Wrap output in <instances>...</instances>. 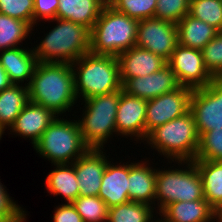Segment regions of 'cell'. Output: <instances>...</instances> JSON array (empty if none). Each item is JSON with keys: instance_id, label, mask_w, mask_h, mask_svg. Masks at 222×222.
<instances>
[{"instance_id": "1", "label": "cell", "mask_w": 222, "mask_h": 222, "mask_svg": "<svg viewBox=\"0 0 222 222\" xmlns=\"http://www.w3.org/2000/svg\"><path fill=\"white\" fill-rule=\"evenodd\" d=\"M28 94L30 101L46 107L55 115L69 112L77 100L72 65L38 62Z\"/></svg>"}, {"instance_id": "2", "label": "cell", "mask_w": 222, "mask_h": 222, "mask_svg": "<svg viewBox=\"0 0 222 222\" xmlns=\"http://www.w3.org/2000/svg\"><path fill=\"white\" fill-rule=\"evenodd\" d=\"M71 65L77 99L82 96V99L86 100L122 89L117 56L95 55L89 52Z\"/></svg>"}, {"instance_id": "3", "label": "cell", "mask_w": 222, "mask_h": 222, "mask_svg": "<svg viewBox=\"0 0 222 222\" xmlns=\"http://www.w3.org/2000/svg\"><path fill=\"white\" fill-rule=\"evenodd\" d=\"M56 25L33 48L37 62L72 64L90 52V30L70 20L55 18Z\"/></svg>"}, {"instance_id": "4", "label": "cell", "mask_w": 222, "mask_h": 222, "mask_svg": "<svg viewBox=\"0 0 222 222\" xmlns=\"http://www.w3.org/2000/svg\"><path fill=\"white\" fill-rule=\"evenodd\" d=\"M139 21L104 5L90 31V53L118 56L136 44Z\"/></svg>"}, {"instance_id": "5", "label": "cell", "mask_w": 222, "mask_h": 222, "mask_svg": "<svg viewBox=\"0 0 222 222\" xmlns=\"http://www.w3.org/2000/svg\"><path fill=\"white\" fill-rule=\"evenodd\" d=\"M147 143L172 161H194L199 134L191 111L158 126L147 135Z\"/></svg>"}, {"instance_id": "6", "label": "cell", "mask_w": 222, "mask_h": 222, "mask_svg": "<svg viewBox=\"0 0 222 222\" xmlns=\"http://www.w3.org/2000/svg\"><path fill=\"white\" fill-rule=\"evenodd\" d=\"M34 149L53 164H72L90 147L84 142L77 121L59 119L57 116L43 132Z\"/></svg>"}, {"instance_id": "7", "label": "cell", "mask_w": 222, "mask_h": 222, "mask_svg": "<svg viewBox=\"0 0 222 222\" xmlns=\"http://www.w3.org/2000/svg\"><path fill=\"white\" fill-rule=\"evenodd\" d=\"M123 89L91 97L85 101V111L77 120L84 142L90 148L104 149L106 140L116 133V113Z\"/></svg>"}, {"instance_id": "8", "label": "cell", "mask_w": 222, "mask_h": 222, "mask_svg": "<svg viewBox=\"0 0 222 222\" xmlns=\"http://www.w3.org/2000/svg\"><path fill=\"white\" fill-rule=\"evenodd\" d=\"M188 165L185 169L157 170L155 201L159 213L169 204L179 201H194L204 198L203 183L194 161H177Z\"/></svg>"}, {"instance_id": "9", "label": "cell", "mask_w": 222, "mask_h": 222, "mask_svg": "<svg viewBox=\"0 0 222 222\" xmlns=\"http://www.w3.org/2000/svg\"><path fill=\"white\" fill-rule=\"evenodd\" d=\"M190 111L199 137L207 131L222 129V78H214L206 87L193 90Z\"/></svg>"}, {"instance_id": "10", "label": "cell", "mask_w": 222, "mask_h": 222, "mask_svg": "<svg viewBox=\"0 0 222 222\" xmlns=\"http://www.w3.org/2000/svg\"><path fill=\"white\" fill-rule=\"evenodd\" d=\"M192 92L193 89L181 86L172 92L162 94L147 101L145 141L147 135L152 130L190 111V98Z\"/></svg>"}, {"instance_id": "11", "label": "cell", "mask_w": 222, "mask_h": 222, "mask_svg": "<svg viewBox=\"0 0 222 222\" xmlns=\"http://www.w3.org/2000/svg\"><path fill=\"white\" fill-rule=\"evenodd\" d=\"M167 65L176 74L181 86L193 90L206 87L214 79L204 66L202 50L182 46L179 43Z\"/></svg>"}, {"instance_id": "12", "label": "cell", "mask_w": 222, "mask_h": 222, "mask_svg": "<svg viewBox=\"0 0 222 222\" xmlns=\"http://www.w3.org/2000/svg\"><path fill=\"white\" fill-rule=\"evenodd\" d=\"M177 44V24L155 17L139 21L135 46L168 61Z\"/></svg>"}, {"instance_id": "13", "label": "cell", "mask_w": 222, "mask_h": 222, "mask_svg": "<svg viewBox=\"0 0 222 222\" xmlns=\"http://www.w3.org/2000/svg\"><path fill=\"white\" fill-rule=\"evenodd\" d=\"M180 87L176 74L168 65L150 75L129 78L122 84L123 92L147 101Z\"/></svg>"}, {"instance_id": "14", "label": "cell", "mask_w": 222, "mask_h": 222, "mask_svg": "<svg viewBox=\"0 0 222 222\" xmlns=\"http://www.w3.org/2000/svg\"><path fill=\"white\" fill-rule=\"evenodd\" d=\"M107 160L102 149L90 148L74 162L79 196H98Z\"/></svg>"}, {"instance_id": "15", "label": "cell", "mask_w": 222, "mask_h": 222, "mask_svg": "<svg viewBox=\"0 0 222 222\" xmlns=\"http://www.w3.org/2000/svg\"><path fill=\"white\" fill-rule=\"evenodd\" d=\"M146 107L147 100L122 92L116 113V134L145 140Z\"/></svg>"}, {"instance_id": "16", "label": "cell", "mask_w": 222, "mask_h": 222, "mask_svg": "<svg viewBox=\"0 0 222 222\" xmlns=\"http://www.w3.org/2000/svg\"><path fill=\"white\" fill-rule=\"evenodd\" d=\"M117 59L122 84L129 78L150 75L167 65L162 57L138 46L121 52Z\"/></svg>"}, {"instance_id": "17", "label": "cell", "mask_w": 222, "mask_h": 222, "mask_svg": "<svg viewBox=\"0 0 222 222\" xmlns=\"http://www.w3.org/2000/svg\"><path fill=\"white\" fill-rule=\"evenodd\" d=\"M56 117L51 110L29 100L10 129L20 137L30 138L34 146Z\"/></svg>"}, {"instance_id": "18", "label": "cell", "mask_w": 222, "mask_h": 222, "mask_svg": "<svg viewBox=\"0 0 222 222\" xmlns=\"http://www.w3.org/2000/svg\"><path fill=\"white\" fill-rule=\"evenodd\" d=\"M98 197L108 208L129 202V164L112 165L107 163L103 173Z\"/></svg>"}, {"instance_id": "19", "label": "cell", "mask_w": 222, "mask_h": 222, "mask_svg": "<svg viewBox=\"0 0 222 222\" xmlns=\"http://www.w3.org/2000/svg\"><path fill=\"white\" fill-rule=\"evenodd\" d=\"M0 62L8 74L12 84L20 85L24 80L28 81V87L33 77L37 59L32 49L16 47L2 50Z\"/></svg>"}, {"instance_id": "20", "label": "cell", "mask_w": 222, "mask_h": 222, "mask_svg": "<svg viewBox=\"0 0 222 222\" xmlns=\"http://www.w3.org/2000/svg\"><path fill=\"white\" fill-rule=\"evenodd\" d=\"M145 164L146 162L129 164V199L153 206L157 170Z\"/></svg>"}, {"instance_id": "21", "label": "cell", "mask_w": 222, "mask_h": 222, "mask_svg": "<svg viewBox=\"0 0 222 222\" xmlns=\"http://www.w3.org/2000/svg\"><path fill=\"white\" fill-rule=\"evenodd\" d=\"M158 214L168 222H211L216 219L215 209L206 199L174 202Z\"/></svg>"}, {"instance_id": "22", "label": "cell", "mask_w": 222, "mask_h": 222, "mask_svg": "<svg viewBox=\"0 0 222 222\" xmlns=\"http://www.w3.org/2000/svg\"><path fill=\"white\" fill-rule=\"evenodd\" d=\"M104 5L100 0H58L57 18L70 20L91 31Z\"/></svg>"}, {"instance_id": "23", "label": "cell", "mask_w": 222, "mask_h": 222, "mask_svg": "<svg viewBox=\"0 0 222 222\" xmlns=\"http://www.w3.org/2000/svg\"><path fill=\"white\" fill-rule=\"evenodd\" d=\"M178 43L182 46L202 50L219 31L209 24L185 15L178 23Z\"/></svg>"}, {"instance_id": "24", "label": "cell", "mask_w": 222, "mask_h": 222, "mask_svg": "<svg viewBox=\"0 0 222 222\" xmlns=\"http://www.w3.org/2000/svg\"><path fill=\"white\" fill-rule=\"evenodd\" d=\"M54 166L56 169L46 177L47 191L56 196L61 195L67 203H72L79 196L74 162L72 164H54Z\"/></svg>"}, {"instance_id": "25", "label": "cell", "mask_w": 222, "mask_h": 222, "mask_svg": "<svg viewBox=\"0 0 222 222\" xmlns=\"http://www.w3.org/2000/svg\"><path fill=\"white\" fill-rule=\"evenodd\" d=\"M29 101L28 87L12 84L0 91V129L10 128Z\"/></svg>"}, {"instance_id": "26", "label": "cell", "mask_w": 222, "mask_h": 222, "mask_svg": "<svg viewBox=\"0 0 222 222\" xmlns=\"http://www.w3.org/2000/svg\"><path fill=\"white\" fill-rule=\"evenodd\" d=\"M203 183L204 198L216 209L222 202V161L195 159Z\"/></svg>"}, {"instance_id": "27", "label": "cell", "mask_w": 222, "mask_h": 222, "mask_svg": "<svg viewBox=\"0 0 222 222\" xmlns=\"http://www.w3.org/2000/svg\"><path fill=\"white\" fill-rule=\"evenodd\" d=\"M153 208L145 203L129 201L108 208L107 222H152Z\"/></svg>"}, {"instance_id": "28", "label": "cell", "mask_w": 222, "mask_h": 222, "mask_svg": "<svg viewBox=\"0 0 222 222\" xmlns=\"http://www.w3.org/2000/svg\"><path fill=\"white\" fill-rule=\"evenodd\" d=\"M32 29L27 22L0 13V50L18 47Z\"/></svg>"}, {"instance_id": "29", "label": "cell", "mask_w": 222, "mask_h": 222, "mask_svg": "<svg viewBox=\"0 0 222 222\" xmlns=\"http://www.w3.org/2000/svg\"><path fill=\"white\" fill-rule=\"evenodd\" d=\"M189 15L222 31L221 0H191Z\"/></svg>"}, {"instance_id": "30", "label": "cell", "mask_w": 222, "mask_h": 222, "mask_svg": "<svg viewBox=\"0 0 222 222\" xmlns=\"http://www.w3.org/2000/svg\"><path fill=\"white\" fill-rule=\"evenodd\" d=\"M84 222H107L108 207L98 196H78L72 202Z\"/></svg>"}, {"instance_id": "31", "label": "cell", "mask_w": 222, "mask_h": 222, "mask_svg": "<svg viewBox=\"0 0 222 222\" xmlns=\"http://www.w3.org/2000/svg\"><path fill=\"white\" fill-rule=\"evenodd\" d=\"M157 0H114L110 5L137 21L153 18Z\"/></svg>"}, {"instance_id": "32", "label": "cell", "mask_w": 222, "mask_h": 222, "mask_svg": "<svg viewBox=\"0 0 222 222\" xmlns=\"http://www.w3.org/2000/svg\"><path fill=\"white\" fill-rule=\"evenodd\" d=\"M195 159L222 161V129L207 131L199 137Z\"/></svg>"}, {"instance_id": "33", "label": "cell", "mask_w": 222, "mask_h": 222, "mask_svg": "<svg viewBox=\"0 0 222 222\" xmlns=\"http://www.w3.org/2000/svg\"><path fill=\"white\" fill-rule=\"evenodd\" d=\"M205 68L214 78H222V31H220L203 49Z\"/></svg>"}, {"instance_id": "34", "label": "cell", "mask_w": 222, "mask_h": 222, "mask_svg": "<svg viewBox=\"0 0 222 222\" xmlns=\"http://www.w3.org/2000/svg\"><path fill=\"white\" fill-rule=\"evenodd\" d=\"M191 0H157L154 17L177 24L189 14Z\"/></svg>"}, {"instance_id": "35", "label": "cell", "mask_w": 222, "mask_h": 222, "mask_svg": "<svg viewBox=\"0 0 222 222\" xmlns=\"http://www.w3.org/2000/svg\"><path fill=\"white\" fill-rule=\"evenodd\" d=\"M33 0H0V13L20 19L34 27Z\"/></svg>"}, {"instance_id": "36", "label": "cell", "mask_w": 222, "mask_h": 222, "mask_svg": "<svg viewBox=\"0 0 222 222\" xmlns=\"http://www.w3.org/2000/svg\"><path fill=\"white\" fill-rule=\"evenodd\" d=\"M24 212L18 204L11 200L5 186L0 182V218L4 220H25L27 214Z\"/></svg>"}, {"instance_id": "37", "label": "cell", "mask_w": 222, "mask_h": 222, "mask_svg": "<svg viewBox=\"0 0 222 222\" xmlns=\"http://www.w3.org/2000/svg\"><path fill=\"white\" fill-rule=\"evenodd\" d=\"M34 26L38 20H53L57 18L58 0H33Z\"/></svg>"}, {"instance_id": "38", "label": "cell", "mask_w": 222, "mask_h": 222, "mask_svg": "<svg viewBox=\"0 0 222 222\" xmlns=\"http://www.w3.org/2000/svg\"><path fill=\"white\" fill-rule=\"evenodd\" d=\"M54 222H84L72 203L62 204L55 208Z\"/></svg>"}, {"instance_id": "39", "label": "cell", "mask_w": 222, "mask_h": 222, "mask_svg": "<svg viewBox=\"0 0 222 222\" xmlns=\"http://www.w3.org/2000/svg\"><path fill=\"white\" fill-rule=\"evenodd\" d=\"M12 85L7 72L0 62V91L9 88Z\"/></svg>"}, {"instance_id": "40", "label": "cell", "mask_w": 222, "mask_h": 222, "mask_svg": "<svg viewBox=\"0 0 222 222\" xmlns=\"http://www.w3.org/2000/svg\"><path fill=\"white\" fill-rule=\"evenodd\" d=\"M215 218L217 222H222V202L221 204L215 209Z\"/></svg>"}, {"instance_id": "41", "label": "cell", "mask_w": 222, "mask_h": 222, "mask_svg": "<svg viewBox=\"0 0 222 222\" xmlns=\"http://www.w3.org/2000/svg\"><path fill=\"white\" fill-rule=\"evenodd\" d=\"M26 220H4L3 218H0V222H24Z\"/></svg>"}, {"instance_id": "42", "label": "cell", "mask_w": 222, "mask_h": 222, "mask_svg": "<svg viewBox=\"0 0 222 222\" xmlns=\"http://www.w3.org/2000/svg\"><path fill=\"white\" fill-rule=\"evenodd\" d=\"M102 1L105 5H110L114 0H100Z\"/></svg>"}, {"instance_id": "43", "label": "cell", "mask_w": 222, "mask_h": 222, "mask_svg": "<svg viewBox=\"0 0 222 222\" xmlns=\"http://www.w3.org/2000/svg\"><path fill=\"white\" fill-rule=\"evenodd\" d=\"M152 222H154V221H152ZM155 222H168V221H166L164 218L162 219H159V220H156Z\"/></svg>"}, {"instance_id": "44", "label": "cell", "mask_w": 222, "mask_h": 222, "mask_svg": "<svg viewBox=\"0 0 222 222\" xmlns=\"http://www.w3.org/2000/svg\"><path fill=\"white\" fill-rule=\"evenodd\" d=\"M4 133L5 132L0 129V139L2 138V134H4Z\"/></svg>"}]
</instances>
